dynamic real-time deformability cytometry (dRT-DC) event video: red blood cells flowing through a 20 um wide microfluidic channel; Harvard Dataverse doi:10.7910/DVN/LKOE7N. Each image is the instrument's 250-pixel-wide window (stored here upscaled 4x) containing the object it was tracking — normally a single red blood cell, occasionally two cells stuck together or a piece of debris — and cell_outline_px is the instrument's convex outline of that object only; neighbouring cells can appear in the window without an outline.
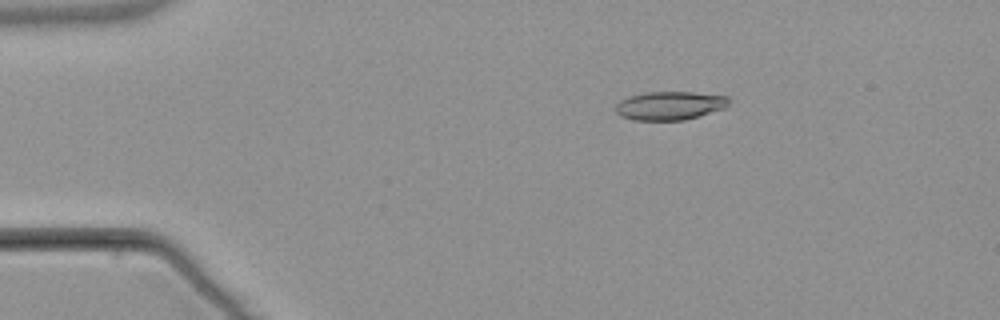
{"species": "common noctule bat (a hibernating species)", "species_latin": "Nyctalus noctula", "temperature_condition": "warm", "stored_images_in_passage": 3, "camera_frame_rate_fps": 3000, "um_per_image_px": 0.085, "animal": {"sex": "male", "body_mass_g": 21.5, "forearm_length_mm": 52.0}, "frame": {"image": 1, "passage_image": 1, "time_ms": 0.0, "image_size_px": [1000, 320], "cell_outline_px": [[728, 104], [724, 108], [684, 120], [636, 120], [620, 116], [616, 112], [616, 104], [620, 100], [628, 96], [644, 92], [692, 92], [728, 96]], "centroid_in_image_um": [56.89, 8.97], "position_along_channel_um": 28.1, "area_um2": 18.73}}